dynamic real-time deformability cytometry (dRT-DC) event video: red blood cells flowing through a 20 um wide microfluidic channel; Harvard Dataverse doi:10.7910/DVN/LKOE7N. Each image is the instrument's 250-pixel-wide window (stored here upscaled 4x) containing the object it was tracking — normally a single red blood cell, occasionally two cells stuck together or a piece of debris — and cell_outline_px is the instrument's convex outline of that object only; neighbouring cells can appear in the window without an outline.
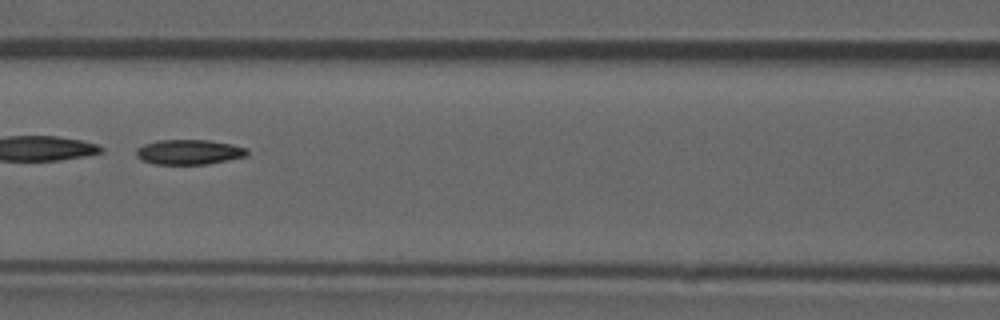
{"species": "common noctule bat (a hibernating species)", "species_latin": "Nyctalus noctula", "temperature_condition": "room temperature", "stored_images_in_passage": 51, "camera_frame_rate_fps": 3000, "um_per_image_px": 0.085, "animal": {"sex": "male", "forearm_length_mm": 52.5}, "frame": {"image": 1, "passage_image": 22, "time_ms": 7.0, "image_size_px": [1000, 320], "cell_outline_px": [[248, 156], [208, 164], [152, 164], [140, 160], [136, 156], [136, 148], [144, 144], [156, 140], [208, 140], [232, 144], [248, 148]], "centroid_in_image_um": [16.06, 12.92], "position_along_channel_um": 150.5, "area_um2": 16.36}}